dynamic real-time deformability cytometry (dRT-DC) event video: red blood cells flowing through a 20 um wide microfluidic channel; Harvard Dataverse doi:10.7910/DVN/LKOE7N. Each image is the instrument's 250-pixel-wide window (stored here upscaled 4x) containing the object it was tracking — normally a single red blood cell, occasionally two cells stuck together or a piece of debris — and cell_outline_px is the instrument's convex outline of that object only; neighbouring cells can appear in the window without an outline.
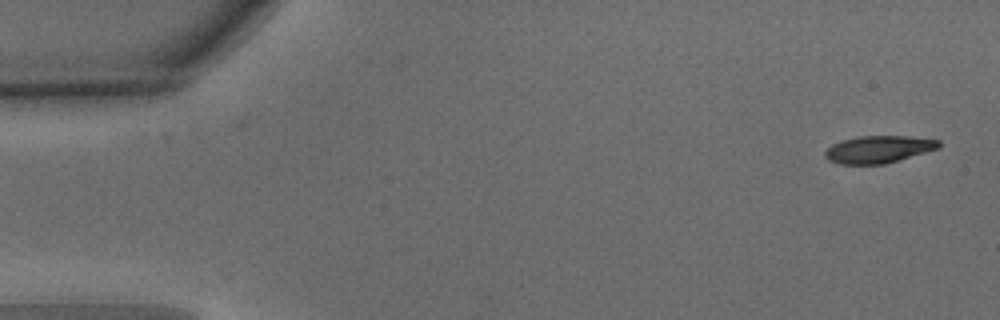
{"species": "common noctule bat (a hibernating species)", "species_latin": "Nyctalus noctula", "temperature_condition": "warm", "stored_images_in_passage": 11, "camera_frame_rate_fps": 3000, "um_per_image_px": 0.085, "animal": {"sex": "male", "body_mass_g": 15.6}, "frame": {"image": 1, "passage_image": 1, "time_ms": 0.0, "image_size_px": [1000, 320], "cell_outline_px": [[940, 148], [884, 164], [840, 164], [828, 160], [824, 156], [824, 152], [832, 144], [856, 136], [908, 136], [940, 140]], "centroid_in_image_um": [74.67, 12.69], "position_along_channel_um": 10.3, "area_um2": 18.03}}